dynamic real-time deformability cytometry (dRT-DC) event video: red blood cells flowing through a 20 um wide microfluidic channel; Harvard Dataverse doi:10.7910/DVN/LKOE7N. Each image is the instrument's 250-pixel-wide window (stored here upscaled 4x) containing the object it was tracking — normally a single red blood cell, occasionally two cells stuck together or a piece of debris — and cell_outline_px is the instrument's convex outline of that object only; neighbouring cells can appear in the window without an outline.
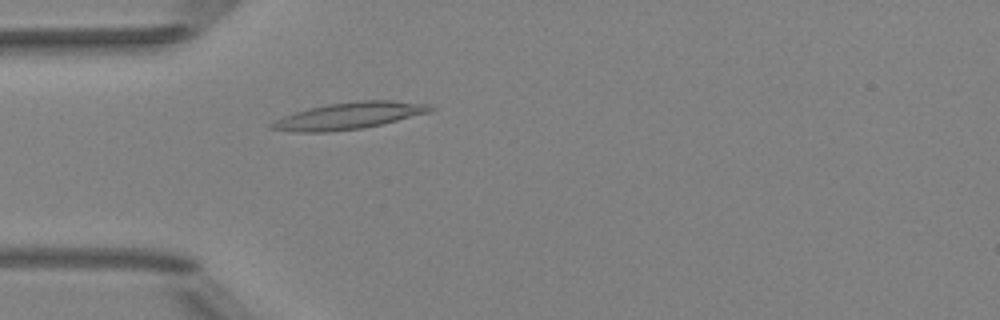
{"species": "Egyptian fruit bat (a non-hibernating species)", "species_latin": "Rousettus aegyptiacus", "temperature_condition": "room temperature", "stored_images_in_passage": 51, "camera_frame_rate_fps": 3000, "um_per_image_px": 0.085, "animal": {"sex": "female"}, "frame": {"image": 1, "passage_image": 15, "time_ms": 4.667, "image_size_px": [1000, 320], "cell_outline_px": [[436, 108], [428, 112], [364, 128], [328, 132], [292, 132], [268, 128], [268, 124], [284, 116], [308, 108], [328, 104], [360, 100], [392, 100], [428, 104]], "centroid_in_image_um": [29.62, 9.84], "position_along_channel_um": 55.4, "area_um2": 24.57}}
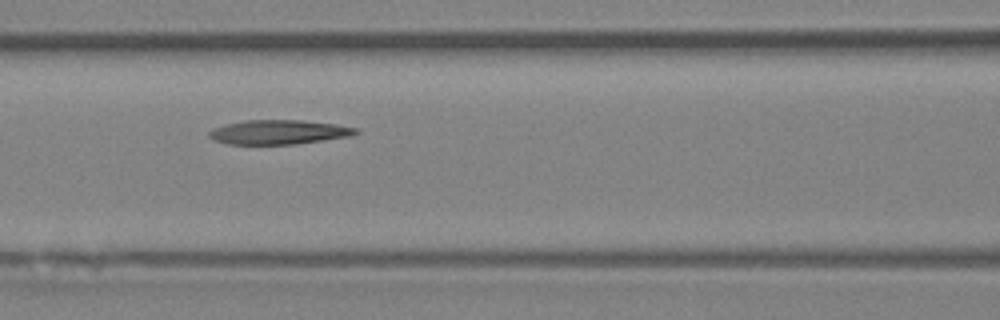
{"frame": {"image": 2, "passage_image": 22, "time_ms": 7.0, "image_size_px": [1000, 320], "cell_outline_px": [[360, 132], [348, 136], [296, 144], [228, 144], [216, 140], [208, 136], [208, 132], [224, 124], [244, 120], [304, 120], [336, 124], [360, 128]], "centroid_in_image_um": [23.72, 11.22], "position_along_channel_um": 142.9, "area_um2": 20.75}}
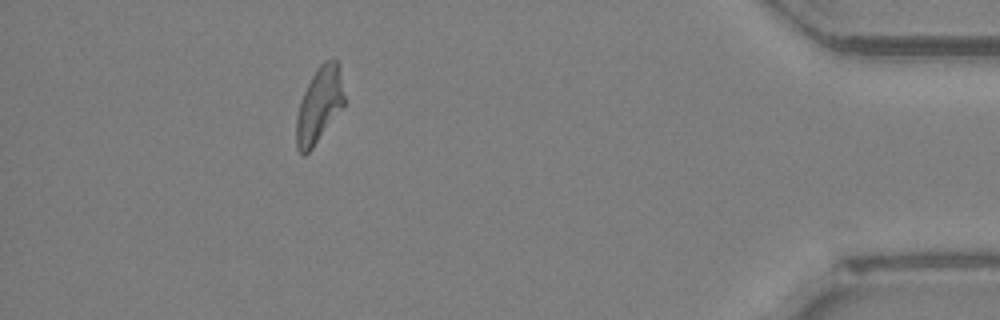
{"frame": {"image": 3, "passage_image": 46, "time_ms": 15.0, "image_size_px": [1000, 320], "cell_outline_px": [[344, 104], [312, 148], [304, 156], [296, 148], [296, 116], [300, 100], [316, 68], [324, 60], [332, 56], [340, 64], [344, 96]], "centroid_in_image_um": [27.13, 8.87], "position_along_channel_um": 408.1, "area_um2": 21.04}, "authors_computed_cell_mechanics": {"area_um2": 21.6172, "velocity_mm_per_s": 3.9948, "shape_relaxation_time_tau1_ms": 7.1071, "shape_relaxation_time_tau2_ms": 9.5625, "deformation_change_tau1": 0.1905, "deformation_change_tau2": 0.2002}}